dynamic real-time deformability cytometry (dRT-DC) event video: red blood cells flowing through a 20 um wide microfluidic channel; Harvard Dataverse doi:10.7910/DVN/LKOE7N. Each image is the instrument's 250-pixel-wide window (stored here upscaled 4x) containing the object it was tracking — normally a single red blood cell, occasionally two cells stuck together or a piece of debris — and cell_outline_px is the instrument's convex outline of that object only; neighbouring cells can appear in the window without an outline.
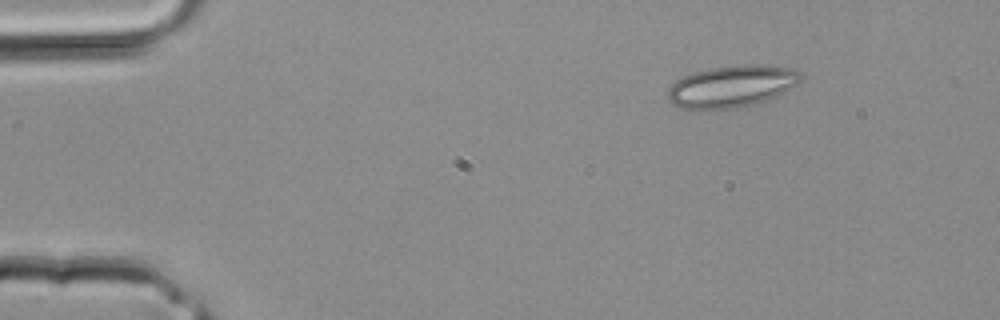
{"species": "common noctule bat (a hibernating species)", "species_latin": "Nyctalus noctula", "temperature_condition": "room temperature", "stored_images_in_passage": 1, "camera_frame_rate_fps": 3000, "um_per_image_px": 0.085, "animal": {"sex": "male", "body_mass_g": 20.4}, "frame": {"image": 1, "passage_image": 1, "time_ms": 0.0, "image_size_px": [1000, 320], "cell_outline_px": [[800, 80], [796, 84], [776, 96], [756, 104], [736, 108], [688, 112], [672, 104], [668, 100], [668, 88], [676, 80], [684, 76], [708, 68], [744, 64], [748, 64], [792, 68], [800, 72]], "centroid_in_image_um": [62.11, 7.38], "position_along_channel_um": 22.9, "area_um2": 32.83}}